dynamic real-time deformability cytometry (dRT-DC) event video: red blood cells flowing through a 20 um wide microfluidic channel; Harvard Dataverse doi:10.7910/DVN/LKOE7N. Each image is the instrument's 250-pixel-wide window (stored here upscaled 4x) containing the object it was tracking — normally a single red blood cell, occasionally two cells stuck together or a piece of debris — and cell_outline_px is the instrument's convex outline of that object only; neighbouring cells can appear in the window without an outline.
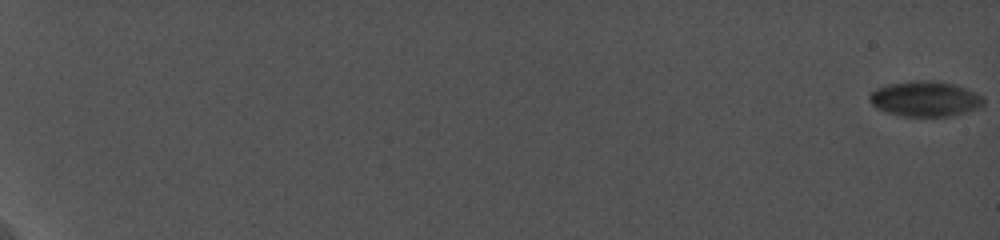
{"species": "common noctule bat (a hibernating species)", "species_latin": "Nyctalus noctula", "temperature_condition": "cold", "stored_images_in_passage": 25, "camera_frame_rate_fps": 5000, "um_per_image_px": 0.085, "animal": {"sex": "female", "body_mass_g": 19.0, "forearm_length_mm": 56.7}, "frame": {"image": 1, "passage_image": 1, "time_ms": 0.0, "image_size_px": [1000, 240], "cell_outline_px": [[984, 104], [980, 108], [952, 116], [900, 116], [876, 108], [868, 100], [868, 96], [876, 88], [888, 84], [912, 80], [936, 80], [952, 84], [976, 92], [984, 96]], "centroid_in_image_um": [78.64, 8.4], "position_along_channel_um": 6.4, "area_um2": 23.7}}
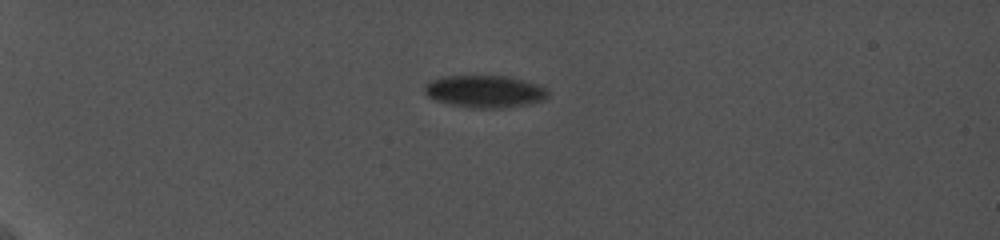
{"frame": {"image": 2, "passage_image": 21, "time_ms": 6.4, "image_size_px": [1000, 240], "cell_outline_px": [[548, 96], [544, 100], [528, 104], [500, 108], [472, 108], [448, 104], [436, 100], [428, 96], [424, 92], [424, 84], [428, 80], [440, 76], [508, 76], [540, 84], [548, 88]], "centroid_in_image_um": [41.2, 7.76], "position_along_channel_um": 43.8, "area_um2": 23.58}}
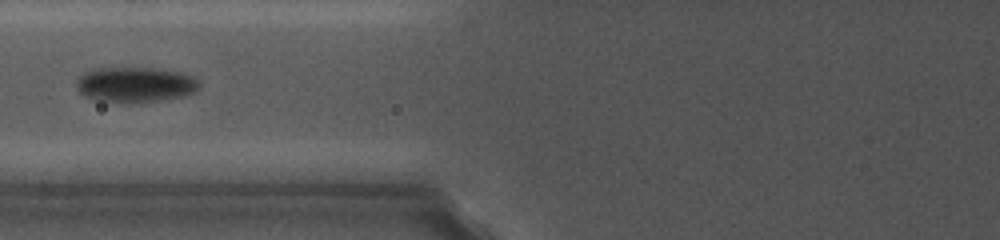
{"frame": {"image": 3, "passage_image": 24, "time_ms": 10.2, "image_size_px": [1000, 240], "cell_outline_px": [[200, 88], [196, 92], [184, 96], [156, 100], [120, 104], [96, 100], [84, 96], [76, 88], [76, 76], [80, 72], [92, 68], [160, 68], [180, 72], [192, 76], [200, 80]], "centroid_in_image_um": [11.45, 7.18], "position_along_channel_um": 114.3, "area_um2": 25.95}}